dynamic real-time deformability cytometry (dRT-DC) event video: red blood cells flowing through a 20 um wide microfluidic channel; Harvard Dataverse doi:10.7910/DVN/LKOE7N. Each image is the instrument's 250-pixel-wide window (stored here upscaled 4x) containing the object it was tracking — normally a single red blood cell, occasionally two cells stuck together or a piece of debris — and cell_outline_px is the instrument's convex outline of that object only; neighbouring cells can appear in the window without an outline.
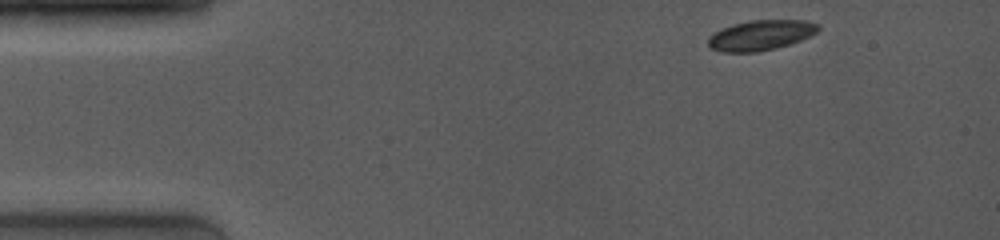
{"species": "common noctule bat (a hibernating species)", "species_latin": "Nyctalus noctula", "temperature_condition": "room temperature", "stored_images_in_passage": 29, "camera_frame_rate_fps": 4000, "um_per_image_px": 0.085, "animal": {"sex": "female", "body_mass_g": 19.0, "forearm_length_mm": 53.3}, "frame": {"image": 1, "passage_image": 1, "time_ms": 0.0, "image_size_px": [1000, 240], "cell_outline_px": [[820, 28], [816, 32], [800, 40], [788, 44], [756, 52], [720, 52], [708, 48], [708, 36], [720, 28], [732, 24], [752, 20], [808, 20], [820, 24]], "centroid_in_image_um": [64.61, 2.98], "position_along_channel_um": 20.4, "area_um2": 19.42}}
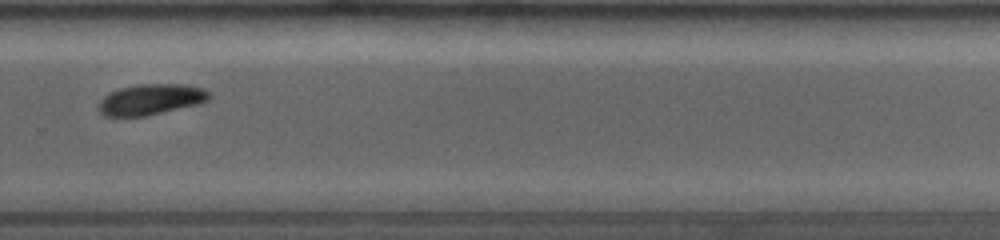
{"frame": {"image": 2, "passage_image": 21, "time_ms": 9.5, "image_size_px": [1000, 240], "cell_outline_px": [[212, 96], [208, 100], [196, 104], [144, 116], [104, 116], [96, 108], [100, 100], [104, 96], [120, 88], [136, 84], [180, 84], [204, 88]], "centroid_in_image_um": [12.79, 8.44], "position_along_channel_um": 317.0, "area_um2": 19.65}}
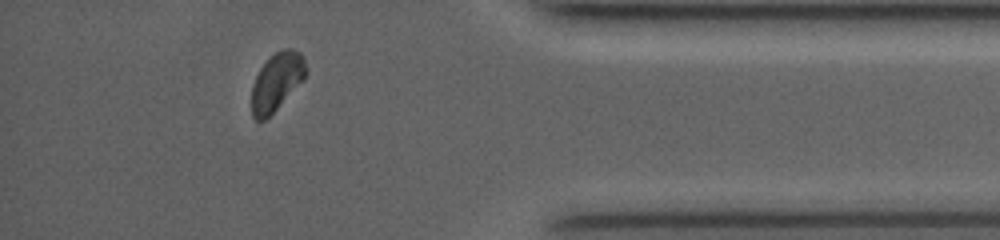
{"frame": {"image": 3, "passage_image": 26, "time_ms": 12.25, "image_size_px": [1000, 240], "cell_outline_px": [[308, 72], [276, 108], [264, 120], [256, 120], [252, 116], [252, 84], [260, 68], [276, 52], [284, 48], [292, 48], [300, 52], [304, 56]], "centroid_in_image_um": [23.52, 6.9], "position_along_channel_um": 411.7, "area_um2": 17.74}, "authors_computed_cell_mechanics": {"area_um2": 20.2878, "velocity_mm_per_s": 4.0466, "shape_relaxation_time_tau1_ms": 2.5074, "shape_relaxation_time_tau2_ms": null, "deformation_change_tau1": 0.0916, "deformation_change_tau2": null}}